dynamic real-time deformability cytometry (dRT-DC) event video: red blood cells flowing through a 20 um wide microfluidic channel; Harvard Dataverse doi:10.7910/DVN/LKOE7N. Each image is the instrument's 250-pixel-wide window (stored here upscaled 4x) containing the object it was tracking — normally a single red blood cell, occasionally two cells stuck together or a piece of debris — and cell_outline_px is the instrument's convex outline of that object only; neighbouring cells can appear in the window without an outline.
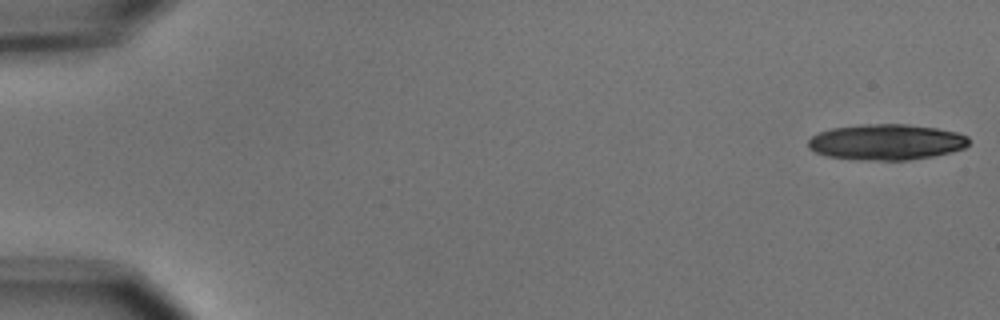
{"species": "common noctule bat (a hibernating species)", "species_latin": "Nyctalus noctula", "temperature_condition": "cold", "stored_images_in_passage": 7, "camera_frame_rate_fps": 3000, "um_per_image_px": 0.085, "animal": {"sex": "male", "body_mass_g": 15.6}, "frame": {"image": 1, "passage_image": 1, "time_ms": 0.0, "image_size_px": [1000, 320], "cell_outline_px": [[968, 144], [964, 148], [952, 152], [932, 156], [908, 160], [860, 160], [828, 156], [816, 152], [808, 148], [808, 140], [812, 136], [820, 132], [832, 128], [864, 124], [904, 124], [936, 128], [956, 132], [968, 136]], "centroid_in_image_um": [75.33, 12.07], "position_along_channel_um": 9.7, "area_um2": 33.41}}
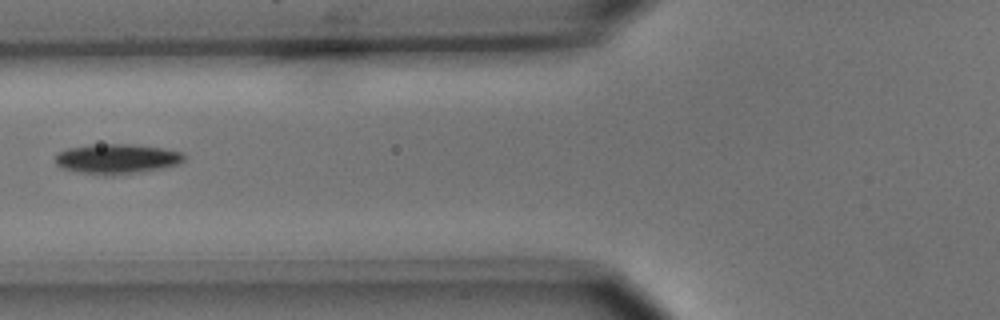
{"frame": {"image": 2, "passage_image": 7, "time_ms": 7.0, "image_size_px": [1000, 320], "cell_outline_px": [[184, 160], [180, 164], [144, 172], [112, 176], [104, 176], [80, 172], [64, 168], [56, 164], [56, 156], [60, 152], [68, 148], [92, 144], [132, 144], [164, 148], [184, 152]], "centroid_in_image_um": [9.99, 13.51], "position_along_channel_um": 115.8, "area_um2": 22.72}}